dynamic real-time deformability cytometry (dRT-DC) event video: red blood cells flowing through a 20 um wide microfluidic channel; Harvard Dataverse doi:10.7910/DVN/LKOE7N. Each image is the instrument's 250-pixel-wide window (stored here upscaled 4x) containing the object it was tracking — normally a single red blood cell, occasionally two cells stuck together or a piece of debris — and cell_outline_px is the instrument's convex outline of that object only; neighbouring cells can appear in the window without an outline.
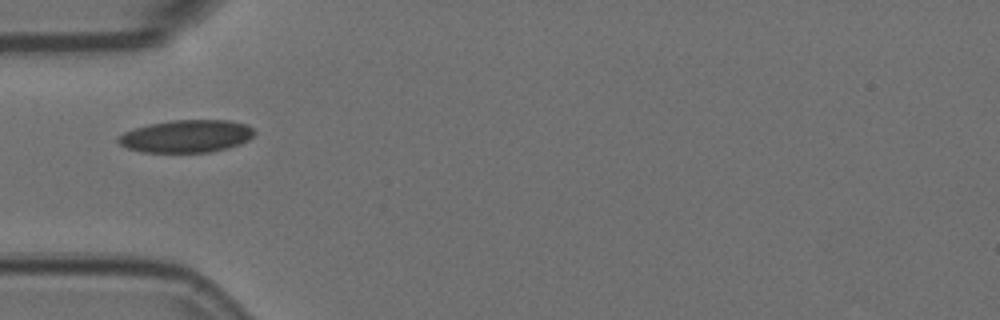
{"species": "Egyptian fruit bat (a non-hibernating species)", "species_latin": "Rousettus aegyptiacus", "temperature_condition": "room temperature", "stored_images_in_passage": 2, "camera_frame_rate_fps": 3000, "um_per_image_px": 0.085, "animal": {"sex": "female"}, "frame": {"image": 1, "passage_image": 1, "time_ms": 0.0, "image_size_px": [1000, 320], "cell_outline_px": [[256, 132], [248, 140], [240, 144], [228, 148], [208, 152], [140, 152], [128, 148], [120, 144], [116, 140], [116, 136], [124, 132], [148, 124], [172, 120], [228, 120], [248, 124]], "centroid_in_image_um": [15.84, 11.57], "position_along_channel_um": 69.2, "area_um2": 25.95}}
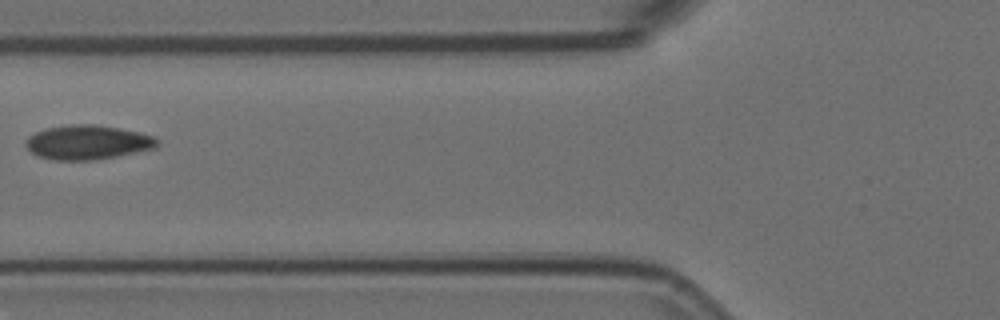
{"frame": {"image": 2, "passage_image": 2, "time_ms": 0.333, "image_size_px": [1000, 320], "cell_outline_px": [[160, 144], [156, 148], [96, 160], [56, 160], [36, 156], [24, 144], [24, 140], [28, 136], [36, 132], [48, 128], [72, 124], [96, 124], [120, 128], [140, 132], [156, 136]], "centroid_in_image_um": [7.47, 12.09], "position_along_channel_um": 118.3, "area_um2": 26.53}}